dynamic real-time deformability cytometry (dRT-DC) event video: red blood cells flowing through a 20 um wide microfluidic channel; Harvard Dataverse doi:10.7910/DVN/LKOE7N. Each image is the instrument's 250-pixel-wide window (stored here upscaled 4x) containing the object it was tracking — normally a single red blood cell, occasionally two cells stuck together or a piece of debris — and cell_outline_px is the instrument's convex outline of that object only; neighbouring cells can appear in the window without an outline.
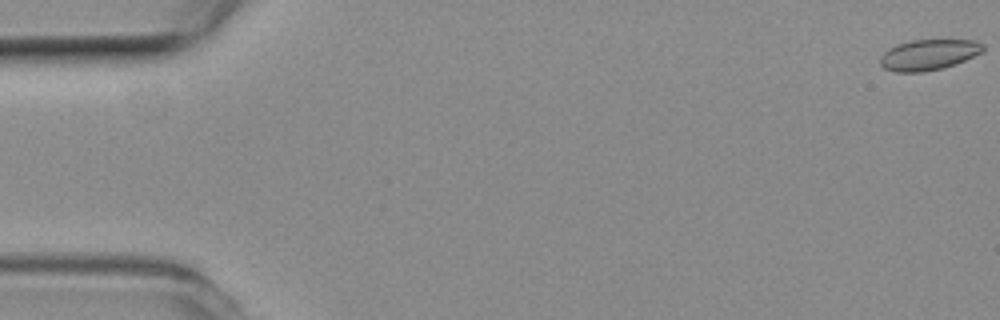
{"species": "common noctule bat (a hibernating species)", "species_latin": "Nyctalus noctula", "temperature_condition": "room temperature", "stored_images_in_passage": 12, "camera_frame_rate_fps": 3000, "um_per_image_px": 0.085, "animal": {"sex": "female", "body_mass_g": 19.3, "forearm_length_mm": 54.1}, "frame": {"image": 1, "passage_image": 1, "time_ms": 0.0, "image_size_px": [1000, 320], "cell_outline_px": [[984, 48], [980, 52], [956, 64], [944, 68], [924, 72], [896, 72], [884, 68], [880, 64], [880, 56], [888, 48], [912, 40], [976, 40], [984, 44]], "centroid_in_image_um": [78.92, 4.66], "position_along_channel_um": 6.1, "area_um2": 18.32}}